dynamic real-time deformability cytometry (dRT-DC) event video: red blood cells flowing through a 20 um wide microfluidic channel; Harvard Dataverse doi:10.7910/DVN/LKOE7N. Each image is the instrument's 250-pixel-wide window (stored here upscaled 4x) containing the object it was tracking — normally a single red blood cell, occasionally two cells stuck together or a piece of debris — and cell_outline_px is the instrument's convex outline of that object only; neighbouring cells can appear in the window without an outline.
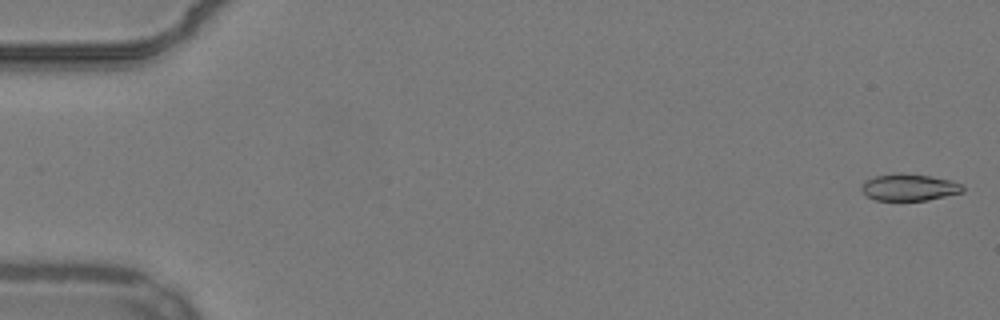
{"species": "common noctule bat (a hibernating species)", "species_latin": "Nyctalus noctula", "temperature_condition": "warm", "stored_images_in_passage": 54, "camera_frame_rate_fps": 3000, "um_per_image_px": 0.085, "animal": {"sex": "male", "body_mass_g": 19.2, "forearm_length_mm": 51.8}, "frame": {"image": 1, "passage_image": 1, "time_ms": 0.0, "image_size_px": [1000, 320], "cell_outline_px": [[964, 192], [928, 200], [876, 200], [868, 196], [860, 188], [864, 180], [876, 176], [896, 172], [900, 172], [932, 176], [952, 180], [964, 184]], "centroid_in_image_um": [77.32, 15.9], "position_along_channel_um": 7.7, "area_um2": 16.07}}
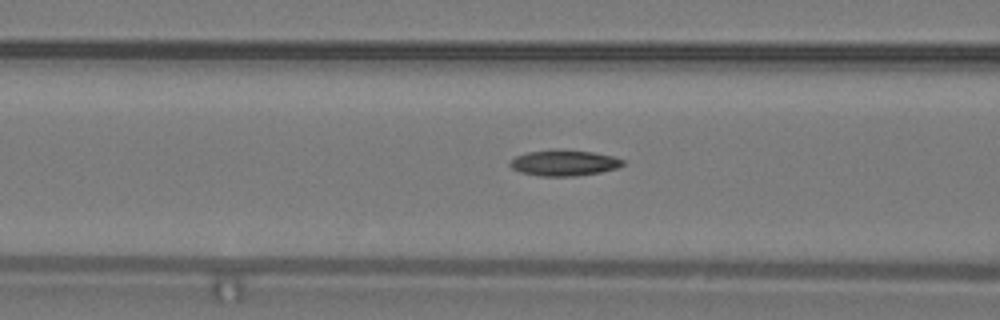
{"frame": {"image": 2, "passage_image": 22, "time_ms": 7.0, "image_size_px": [1000, 320], "cell_outline_px": [[624, 164], [620, 168], [600, 172], [576, 176], [540, 176], [520, 172], [512, 168], [508, 164], [516, 156], [528, 152], [592, 152], [612, 156], [624, 160]], "centroid_in_image_um": [47.98, 13.9], "position_along_channel_um": 118.6, "area_um2": 16.24}}
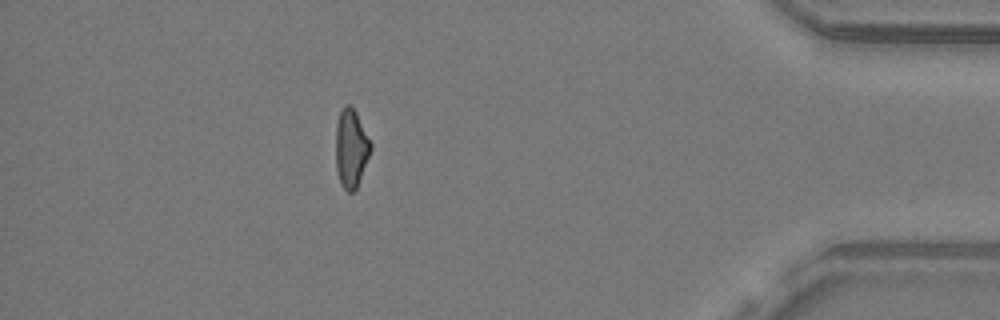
{"frame": {"image": 3, "passage_image": 48, "time_ms": 15.667, "image_size_px": [1000, 320], "cell_outline_px": [[372, 148], [356, 188], [352, 192], [348, 192], [340, 184], [336, 172], [336, 124], [340, 112], [344, 104], [352, 104], [372, 144]], "centroid_in_image_um": [29.83, 12.58], "position_along_channel_um": 405.4, "area_um2": 16.01}, "authors_computed_cell_mechanics": {"area_um2": 16.5019, "velocity_mm_per_s": 3.8549, "shape_relaxation_time_tau1_ms": 11.2437, "shape_relaxation_time_tau2_ms": 5.8047, "deformation_change_tau1": 0.2611, "deformation_change_tau2": 0.117}}